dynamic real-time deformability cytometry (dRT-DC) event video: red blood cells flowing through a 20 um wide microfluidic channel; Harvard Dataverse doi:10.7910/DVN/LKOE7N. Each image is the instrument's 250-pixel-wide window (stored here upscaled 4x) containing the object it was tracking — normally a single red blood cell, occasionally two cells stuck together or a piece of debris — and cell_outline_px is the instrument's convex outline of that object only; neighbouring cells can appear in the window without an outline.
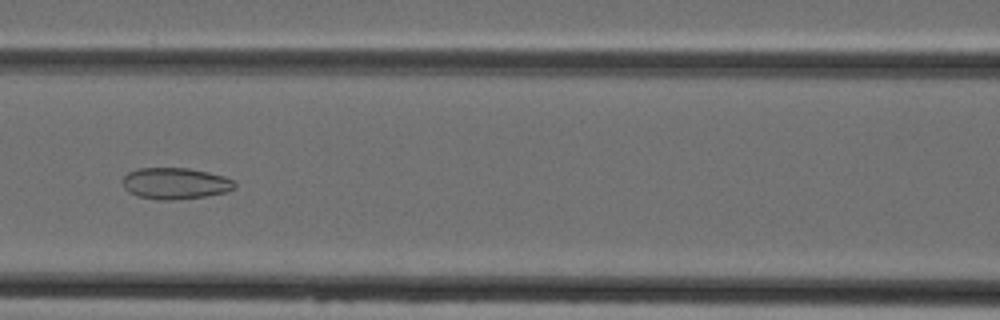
{"species": "Egyptian fruit bat (a non-hibernating species)", "species_latin": "Rousettus aegyptiacus", "temperature_condition": "cold", "stored_images_in_passage": 5, "camera_frame_rate_fps": 3000, "um_per_image_px": 0.085, "animal": {"sex": "female"}, "frame": {"image": 1, "passage_image": 5, "time_ms": 5.333, "image_size_px": [1000, 320], "cell_outline_px": [[236, 188], [228, 192], [204, 196], [172, 200], [156, 200], [136, 196], [128, 192], [124, 188], [124, 176], [128, 172], [140, 168], [188, 168], [208, 172], [224, 176], [232, 180], [236, 184]], "centroid_in_image_um": [14.9, 15.6], "position_along_channel_um": 151.7, "area_um2": 20.58}}